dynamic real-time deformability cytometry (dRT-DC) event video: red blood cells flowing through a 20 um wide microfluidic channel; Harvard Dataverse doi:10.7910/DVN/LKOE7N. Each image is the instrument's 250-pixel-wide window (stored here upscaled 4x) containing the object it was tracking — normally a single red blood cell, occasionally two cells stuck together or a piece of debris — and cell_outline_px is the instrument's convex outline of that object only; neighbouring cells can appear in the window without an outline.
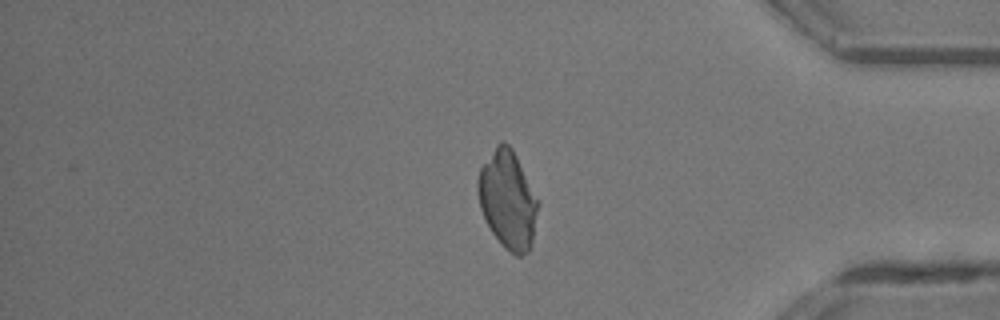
{"species": "common noctule bat (a hibernating species)", "species_latin": "Nyctalus noctula", "temperature_condition": "room temperature", "stored_images_in_passage": 31, "camera_frame_rate_fps": 3000, "um_per_image_px": 0.085, "animal": {"sex": "male", "body_mass_g": 13.3}, "frame": {"image": 1, "passage_image": 26, "time_ms": 8.333, "image_size_px": [1000, 320], "cell_outline_px": [[540, 204], [532, 248], [528, 252], [520, 256], [516, 256], [492, 232], [480, 208], [476, 188], [476, 184], [480, 168], [496, 144], [500, 140], [504, 140], [512, 148], [540, 200]], "centroid_in_image_um": [43.19, 16.94], "position_along_channel_um": 392.0, "area_um2": 34.68}}